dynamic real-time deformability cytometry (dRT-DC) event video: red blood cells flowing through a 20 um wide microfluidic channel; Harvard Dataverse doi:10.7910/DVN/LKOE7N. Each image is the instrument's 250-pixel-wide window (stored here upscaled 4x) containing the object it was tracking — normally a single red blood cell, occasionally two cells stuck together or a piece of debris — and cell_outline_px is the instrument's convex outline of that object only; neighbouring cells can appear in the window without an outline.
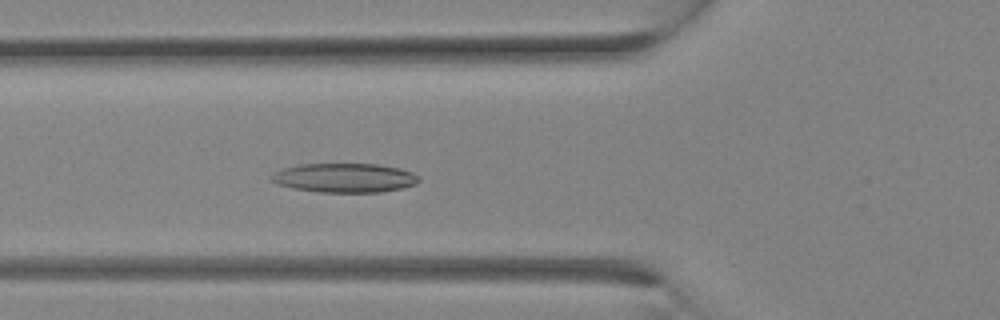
{"species": "Egyptian fruit bat (a non-hibernating species)", "species_latin": "Rousettus aegyptiacus", "temperature_condition": "room temperature", "stored_images_in_passage": 10, "camera_frame_rate_fps": 3000, "um_per_image_px": 0.085, "animal": {"sex": "female"}, "frame": {"image": 1, "passage_image": 10, "time_ms": 3.0, "image_size_px": [1000, 320], "cell_outline_px": [[420, 180], [416, 184], [404, 188], [380, 192], [320, 192], [292, 188], [276, 184], [272, 180], [272, 176], [276, 172], [284, 168], [300, 164], [376, 164], [400, 168], [412, 172], [420, 176]], "centroid_in_image_um": [29.34, 15.12], "position_along_channel_um": 96.5, "area_um2": 25.09}}